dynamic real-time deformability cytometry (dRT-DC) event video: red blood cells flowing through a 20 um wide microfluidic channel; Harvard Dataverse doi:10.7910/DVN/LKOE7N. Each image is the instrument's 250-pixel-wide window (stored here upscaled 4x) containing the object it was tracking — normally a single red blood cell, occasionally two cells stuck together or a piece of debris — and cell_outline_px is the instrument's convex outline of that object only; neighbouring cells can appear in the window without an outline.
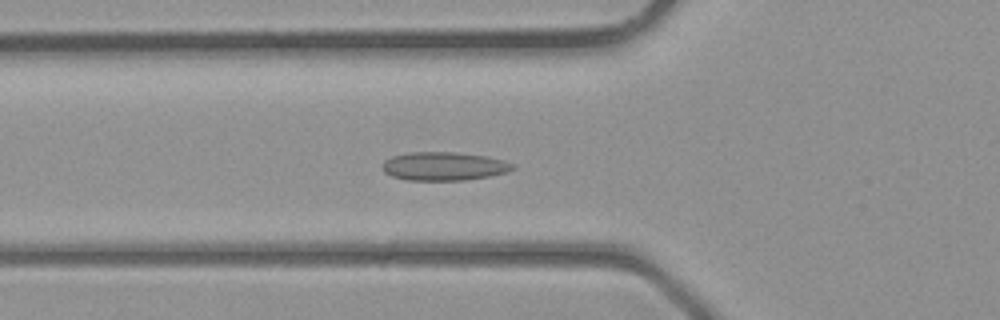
{"species": "common noctule bat (a hibernating species)", "species_latin": "Nyctalus noctula", "temperature_condition": "room temperature", "stored_images_in_passage": 39, "camera_frame_rate_fps": 3000, "um_per_image_px": 0.085, "animal": {"sex": "male", "body_mass_g": 23.1, "forearm_length_mm": 52.7}, "frame": {"image": 1, "passage_image": 14, "time_ms": 4.333, "image_size_px": [1000, 320], "cell_outline_px": [[516, 168], [508, 172], [488, 176], [464, 180], [408, 180], [392, 176], [384, 172], [380, 168], [380, 164], [384, 160], [392, 156], [412, 152], [456, 152], [488, 156], [504, 160], [516, 164]], "centroid_in_image_um": [37.74, 14.12], "position_along_channel_um": 88.1, "area_um2": 21.91}}
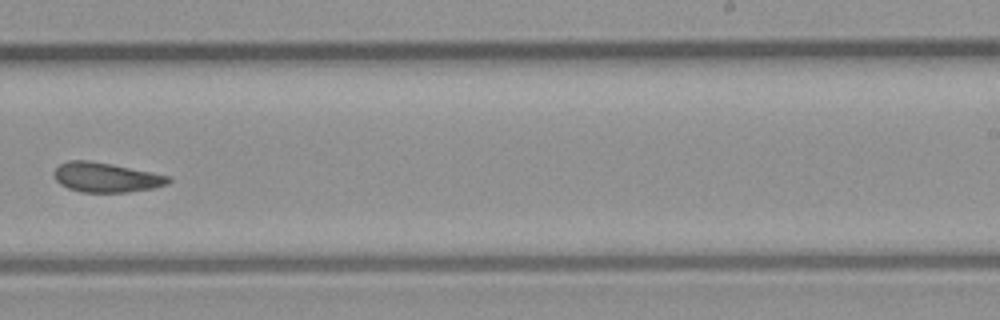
{"frame": {"image": 2, "passage_image": 25, "time_ms": 8.0, "image_size_px": [1000, 320], "cell_outline_px": [[172, 180], [168, 184], [152, 188], [128, 192], [80, 192], [68, 188], [60, 184], [56, 180], [52, 172], [60, 164], [68, 160], [88, 160], [112, 164], [172, 176]], "centroid_in_image_um": [9.02, 15.07], "position_along_channel_um": 280.0, "area_um2": 19.88}}
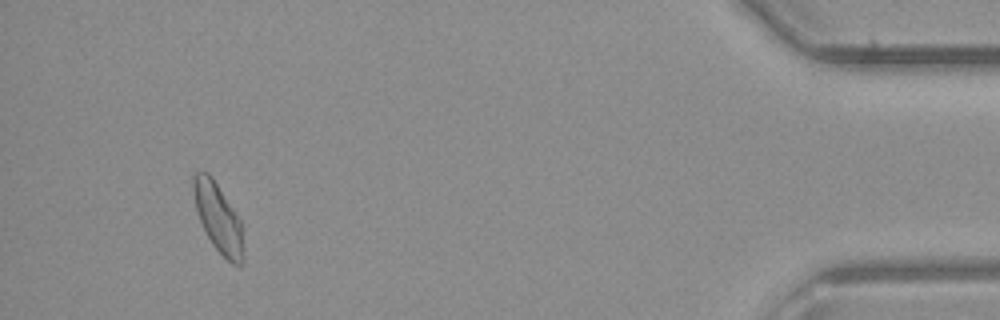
{"frame": {"image": 3, "passage_image": 37, "time_ms": 12.0, "image_size_px": [1000, 320], "cell_outline_px": [[244, 264], [232, 264], [212, 244], [200, 220], [196, 208], [192, 188], [192, 176], [196, 172], [208, 172], [212, 176], [240, 220], [244, 248]], "centroid_in_image_um": [18.55, 18.51], "position_along_channel_um": 416.6, "area_um2": 19.83}}